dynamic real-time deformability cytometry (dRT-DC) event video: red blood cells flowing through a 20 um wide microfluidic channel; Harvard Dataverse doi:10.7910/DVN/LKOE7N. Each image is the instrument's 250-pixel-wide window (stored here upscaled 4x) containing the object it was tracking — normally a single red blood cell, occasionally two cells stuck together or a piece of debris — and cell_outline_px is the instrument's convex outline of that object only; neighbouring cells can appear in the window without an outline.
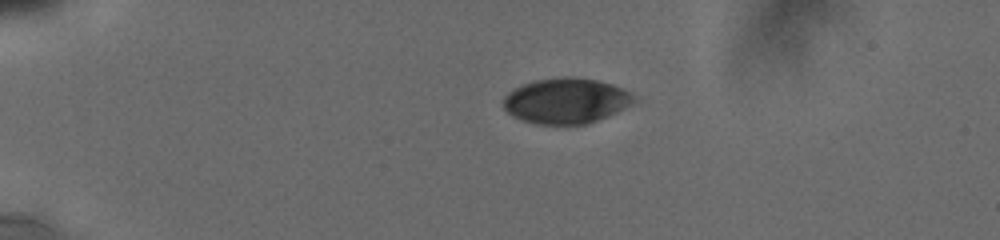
{"species": "human", "species_latin": "Homo sapiens", "temperature_condition": "cold", "stored_images_in_passage": 5, "camera_frame_rate_fps": 3000, "um_per_image_px": 0.085, "donor": {"sex": "male"}, "frame": {"image": 1, "passage_image": 1, "time_ms": 0.0, "image_size_px": [1000, 240], "cell_outline_px": [[632, 100], [624, 108], [616, 112], [596, 120], [584, 124], [536, 124], [520, 120], [512, 116], [504, 108], [504, 96], [508, 92], [520, 84], [536, 80], [564, 76], [576, 76], [596, 80], [612, 84], [624, 88], [632, 92]], "centroid_in_image_um": [48.06, 8.55], "position_along_channel_um": 36.9, "area_um2": 34.51}}